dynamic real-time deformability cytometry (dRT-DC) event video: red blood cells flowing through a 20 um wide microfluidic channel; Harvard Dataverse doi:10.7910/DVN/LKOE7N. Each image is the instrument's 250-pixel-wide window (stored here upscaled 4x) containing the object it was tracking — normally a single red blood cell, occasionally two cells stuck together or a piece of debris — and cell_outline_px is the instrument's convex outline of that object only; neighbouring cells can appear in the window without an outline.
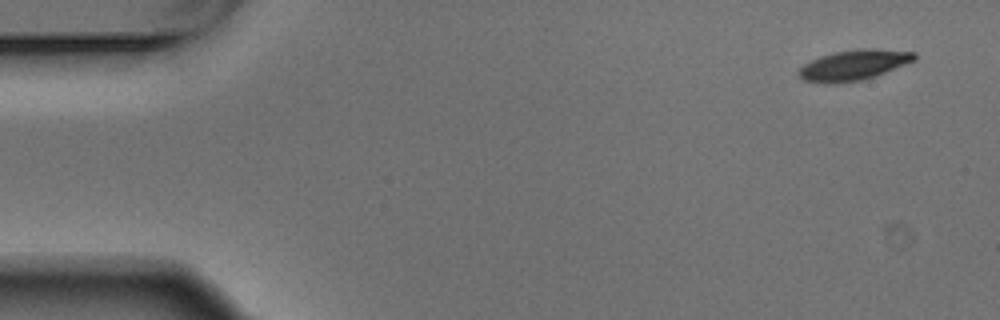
{"species": "Egyptian fruit bat (a non-hibernating species)", "species_latin": "Rousettus aegyptiacus", "temperature_condition": "warm", "stored_images_in_passage": 10, "camera_frame_rate_fps": 3000, "um_per_image_px": 0.085, "animal": {"sex": "male"}, "frame": {"image": 1, "passage_image": 1, "time_ms": 0.0, "image_size_px": [1000, 320], "cell_outline_px": [[916, 60], [876, 76], [860, 80], [836, 84], [824, 84], [804, 80], [796, 72], [804, 64], [820, 56], [836, 52], [856, 48], [872, 48], [916, 52]], "centroid_in_image_um": [72.57, 5.53], "position_along_channel_um": 12.4, "area_um2": 20.63}}
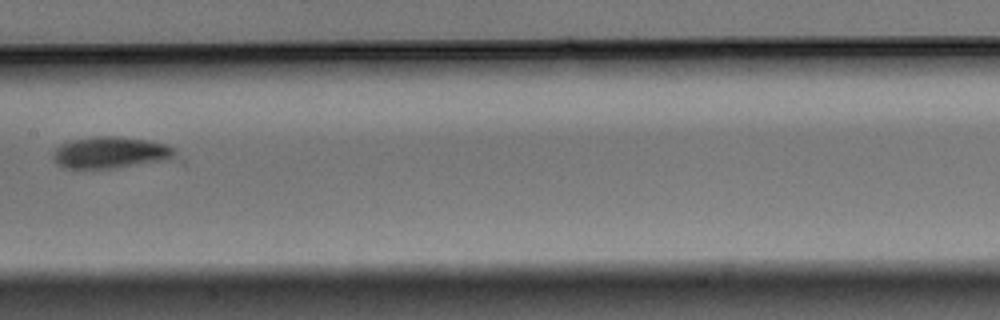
{"frame": {"image": 2, "passage_image": 7, "time_ms": 2.0, "image_size_px": [1000, 320], "cell_outline_px": [[176, 148], [172, 156], [168, 160], [112, 168], [64, 168], [52, 156], [56, 148], [60, 144], [68, 140], [92, 136], [120, 136], [148, 140], [168, 144]], "centroid_in_image_um": [9.39, 12.94], "position_along_channel_um": 198.0, "area_um2": 22.48}}
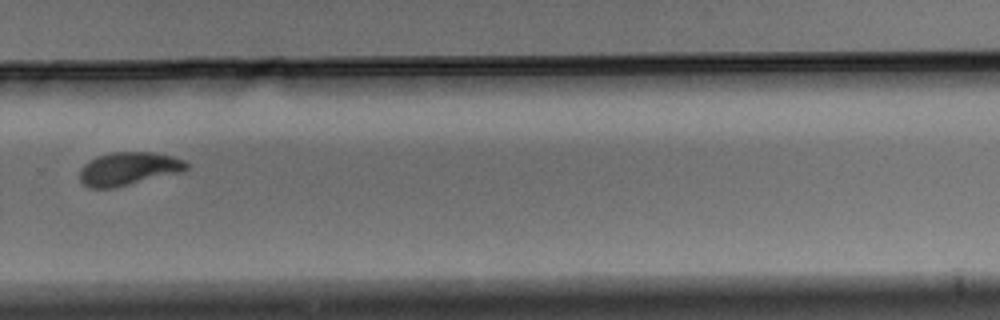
{"frame": {"image": 3, "passage_image": 10, "time_ms": 3.0, "image_size_px": [1000, 320], "cell_outline_px": [[188, 168], [184, 172], [116, 188], [88, 188], [80, 180], [80, 168], [88, 160], [96, 156], [112, 152], [152, 152], [172, 156], [184, 160], [188, 164]], "centroid_in_image_um": [10.93, 14.35], "position_along_channel_um": 318.9, "area_um2": 21.04}}